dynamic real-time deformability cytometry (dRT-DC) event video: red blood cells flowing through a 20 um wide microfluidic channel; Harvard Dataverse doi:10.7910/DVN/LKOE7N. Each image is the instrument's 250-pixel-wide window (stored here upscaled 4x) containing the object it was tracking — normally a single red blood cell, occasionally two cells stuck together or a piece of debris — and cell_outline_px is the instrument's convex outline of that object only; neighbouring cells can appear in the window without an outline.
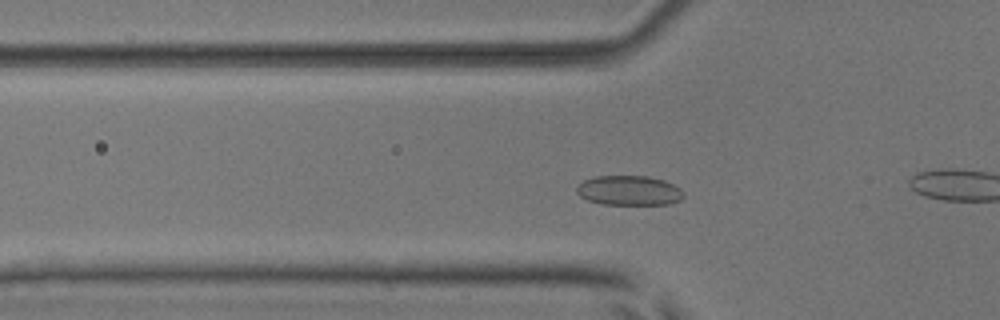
{"species": "common noctule bat (a hibernating species)", "species_latin": "Nyctalus noctula", "temperature_condition": "room temperature", "stored_images_in_passage": 46, "camera_frame_rate_fps": 3000, "um_per_image_px": 0.085, "animal": {"sex": "male", "body_mass_g": 17.9, "forearm_length_mm": 54.2}, "frame": {"image": 1, "passage_image": 11, "time_ms": 3.333, "image_size_px": [1000, 320], "cell_outline_px": [[684, 196], [680, 200], [668, 204], [604, 204], [588, 200], [580, 196], [576, 192], [576, 188], [584, 180], [596, 176], [648, 176], [664, 180], [680, 188], [684, 192]], "centroid_in_image_um": [53.48, 16.19], "position_along_channel_um": 72.3, "area_um2": 18.44}}
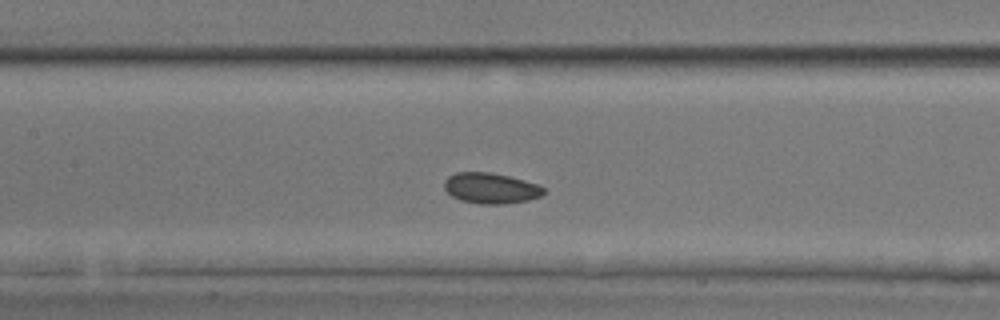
{"frame": {"image": 2, "passage_image": 18, "time_ms": 5.667, "image_size_px": [1000, 320], "cell_outline_px": [[544, 192], [540, 196], [528, 200], [504, 204], [480, 204], [460, 200], [452, 196], [444, 188], [444, 180], [448, 176], [456, 172], [488, 172], [508, 176], [540, 184], [544, 188]], "centroid_in_image_um": [41.71, 15.99], "position_along_channel_um": 165.7, "area_um2": 17.8}}
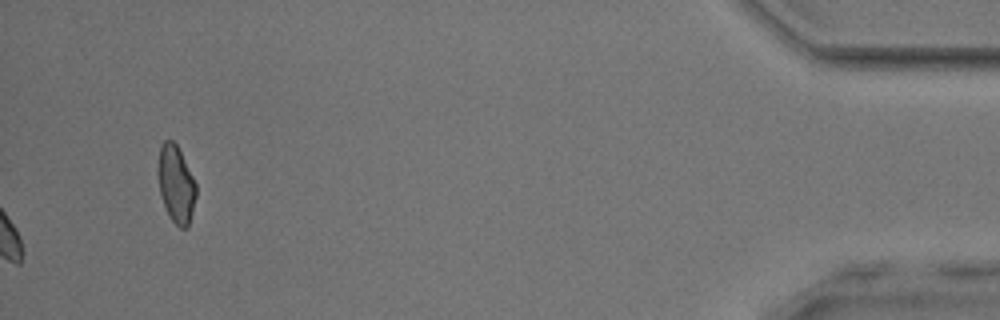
{"frame": {"image": 3, "passage_image": 46, "time_ms": 15.0, "image_size_px": [1000, 320], "cell_outline_px": [[196, 196], [188, 228], [180, 228], [168, 216], [160, 192], [156, 168], [160, 144], [164, 140], [172, 140], [176, 144], [196, 184]], "centroid_in_image_um": [14.93, 15.64], "position_along_channel_um": 420.3, "area_um2": 17.17}, "authors_computed_cell_mechanics": {"area_um2": 18.0047, "velocity_mm_per_s": 4.0191, "shape_relaxation_time_tau1_ms": null, "shape_relaxation_time_tau2_ms": 2.0817, "deformation_change_tau1": null, "deformation_change_tau2": 0.0584}}